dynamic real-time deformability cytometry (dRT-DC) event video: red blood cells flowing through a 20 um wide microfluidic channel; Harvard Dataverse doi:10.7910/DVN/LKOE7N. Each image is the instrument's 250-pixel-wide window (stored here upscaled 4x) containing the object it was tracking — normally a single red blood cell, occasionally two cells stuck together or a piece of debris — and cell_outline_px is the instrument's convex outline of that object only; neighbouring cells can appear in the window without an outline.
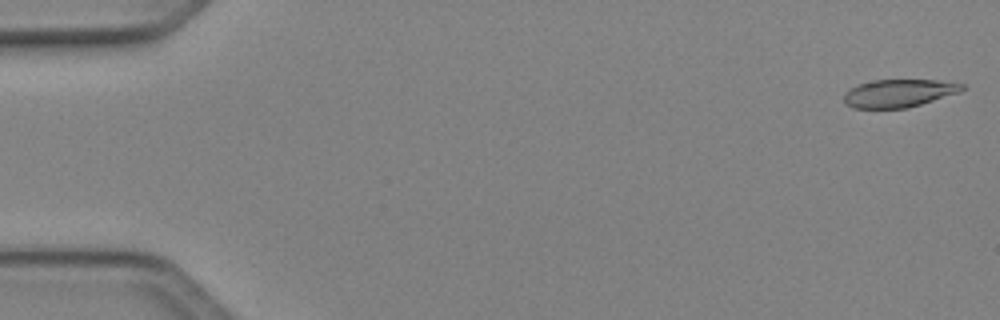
{"species": "Egyptian fruit bat (a non-hibernating species)", "species_latin": "Rousettus aegyptiacus", "temperature_condition": "cold", "stored_images_in_passage": 9, "camera_frame_rate_fps": 3000, "um_per_image_px": 0.085, "animal": {"sex": "female"}, "frame": {"image": 1, "passage_image": 1, "time_ms": 0.0, "image_size_px": [1000, 320], "cell_outline_px": [[964, 88], [960, 92], [908, 108], [852, 108], [844, 104], [844, 92], [856, 84], [876, 80], [936, 80], [964, 84]], "centroid_in_image_um": [76.35, 7.93], "position_along_channel_um": 8.6, "area_um2": 19.25}}